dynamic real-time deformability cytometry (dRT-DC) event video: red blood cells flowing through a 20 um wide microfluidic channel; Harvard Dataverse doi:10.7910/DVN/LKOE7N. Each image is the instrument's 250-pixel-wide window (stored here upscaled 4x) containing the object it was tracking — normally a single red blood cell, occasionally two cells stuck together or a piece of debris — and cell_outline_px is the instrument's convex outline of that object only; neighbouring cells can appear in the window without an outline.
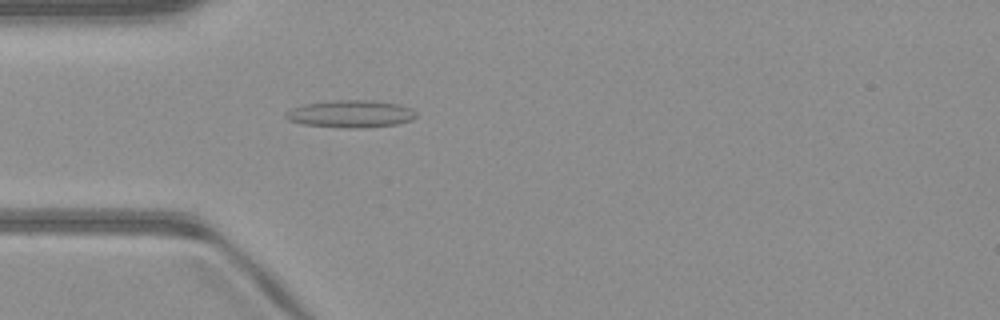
{"species": "common noctule bat (a hibernating species)", "species_latin": "Nyctalus noctula", "temperature_condition": "warm", "stored_images_in_passage": 50, "camera_frame_rate_fps": 3000, "um_per_image_px": 0.085, "animal": {"sex": "male", "body_mass_g": 23.1, "forearm_length_mm": 52.7}, "frame": {"image": 1, "passage_image": 15, "time_ms": 4.667, "image_size_px": [1000, 320], "cell_outline_px": [[416, 116], [412, 120], [396, 124], [364, 128], [344, 128], [304, 124], [288, 120], [284, 116], [284, 112], [292, 108], [304, 104], [336, 100], [376, 100], [396, 104], [412, 108], [416, 112]], "centroid_in_image_um": [29.81, 9.68], "position_along_channel_um": 55.2, "area_um2": 20.87}}
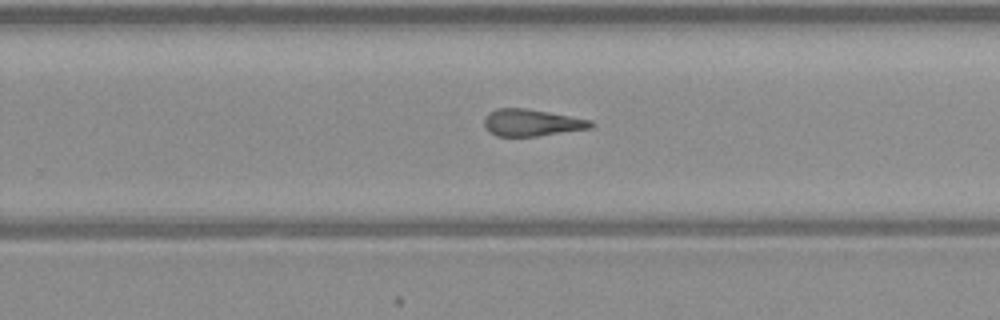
{"frame": {"image": 2, "passage_image": 32, "time_ms": 10.333, "image_size_px": [1000, 320], "cell_outline_px": [[596, 124], [592, 128], [536, 136], [496, 136], [488, 132], [484, 124], [484, 120], [488, 112], [496, 108], [528, 108], [592, 120]], "centroid_in_image_um": [45.19, 10.42], "position_along_channel_um": 284.6, "area_um2": 16.88}}
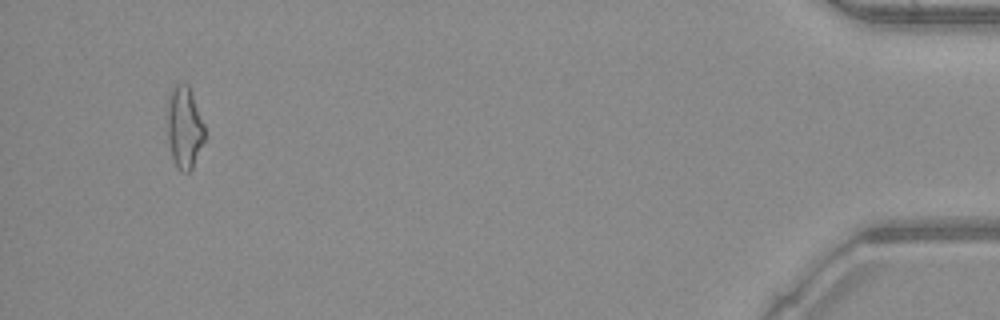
{"frame": {"image": 3, "passage_image": 48, "time_ms": 15.667, "image_size_px": [1000, 320], "cell_outline_px": [[204, 140], [192, 168], [188, 172], [180, 172], [172, 156], [168, 144], [168, 96], [172, 88], [176, 84], [188, 84], [204, 124]], "centroid_in_image_um": [15.66, 10.83], "position_along_channel_um": 419.5, "area_um2": 17.57}, "authors_computed_cell_mechanics": {"area_um2": 17.5423, "velocity_mm_per_s": 4.1132, "shape_relaxation_time_tau1_ms": null, "shape_relaxation_time_tau2_ms": 9.2571, "deformation_change_tau1": null, "deformation_change_tau2": 0.2704}}